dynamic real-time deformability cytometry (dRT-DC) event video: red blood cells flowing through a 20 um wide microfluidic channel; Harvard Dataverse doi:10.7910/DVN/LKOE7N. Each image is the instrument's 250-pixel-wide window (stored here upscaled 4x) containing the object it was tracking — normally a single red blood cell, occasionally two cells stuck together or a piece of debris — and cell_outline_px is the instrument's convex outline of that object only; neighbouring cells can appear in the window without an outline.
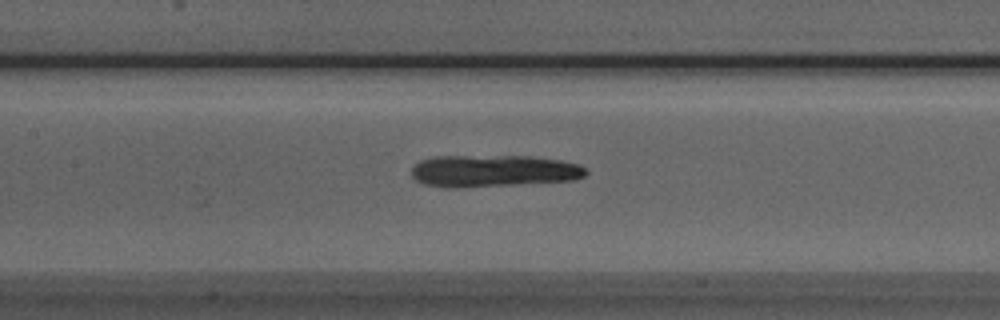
{"species": "Egyptian fruit bat (a non-hibernating species)", "species_latin": "Rousettus aegyptiacus", "temperature_condition": "room temperature", "stored_images_in_passage": 40, "camera_frame_rate_fps": 3000, "um_per_image_px": 0.085, "animal": {"sex": "male"}, "frame": {"image": 1, "passage_image": 24, "time_ms": 7.667, "image_size_px": [1000, 320], "cell_outline_px": [[588, 172], [584, 176], [572, 180], [456, 188], [440, 188], [424, 184], [416, 180], [412, 176], [412, 168], [420, 160], [436, 156], [532, 156], [560, 160], [576, 164], [584, 168]], "centroid_in_image_um": [41.87, 14.53], "position_along_channel_um": 165.5, "area_um2": 32.43}}
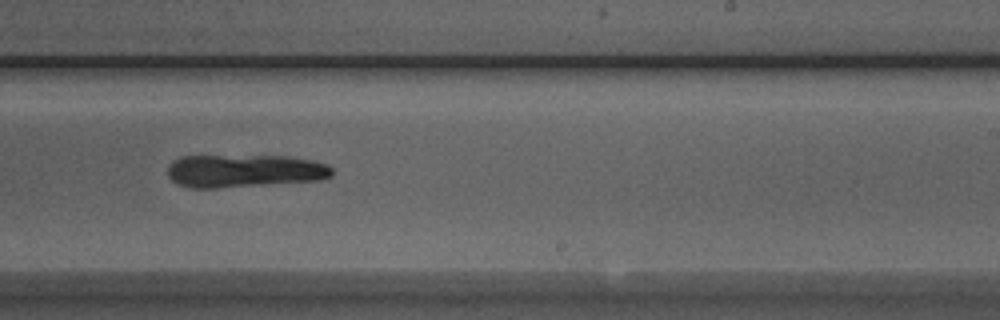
{"frame": {"image": 2, "passage_image": 32, "time_ms": 10.333, "image_size_px": [1000, 320], "cell_outline_px": [[332, 176], [320, 180], [216, 188], [192, 188], [176, 184], [168, 176], [168, 164], [180, 156], [288, 156], [312, 160], [324, 164], [332, 168]], "centroid_in_image_um": [20.73, 14.52], "position_along_channel_um": 268.3, "area_um2": 31.56}}
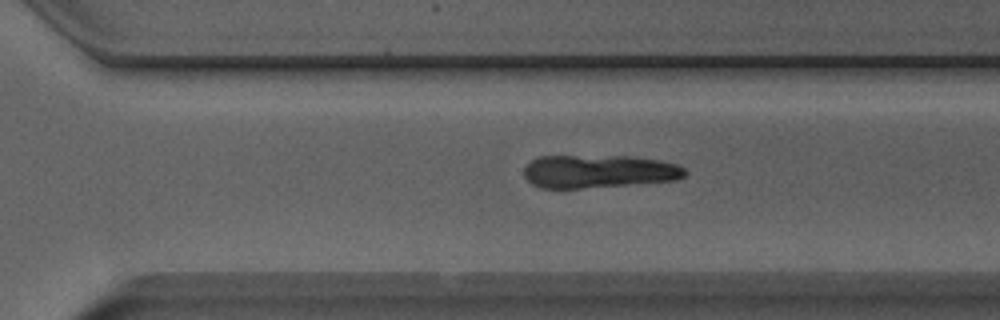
{"frame": {"image": 3, "passage_image": 36, "time_ms": 11.667, "image_size_px": [1000, 320], "cell_outline_px": [[688, 172], [684, 176], [676, 180], [580, 188], [540, 188], [532, 184], [524, 176], [524, 168], [532, 160], [540, 156], [628, 156], [660, 160], [676, 164], [684, 168]], "centroid_in_image_um": [50.88, 14.56], "position_along_channel_um": 319.7, "area_um2": 30.87}}